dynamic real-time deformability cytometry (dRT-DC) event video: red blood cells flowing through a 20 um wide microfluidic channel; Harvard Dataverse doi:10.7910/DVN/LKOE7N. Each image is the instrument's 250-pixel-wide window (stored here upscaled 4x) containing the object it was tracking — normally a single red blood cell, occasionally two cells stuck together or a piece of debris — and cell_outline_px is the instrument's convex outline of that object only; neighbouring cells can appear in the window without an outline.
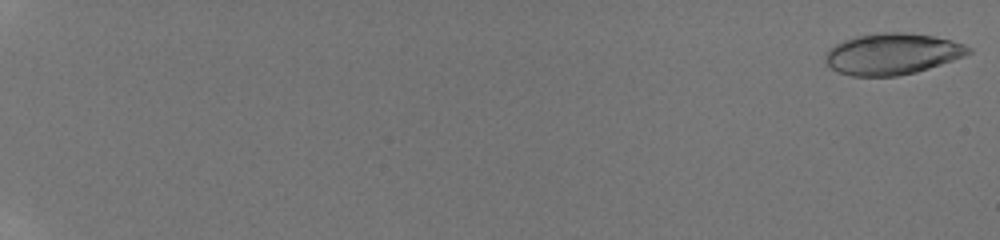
{"species": "human", "species_latin": "Homo sapiens", "temperature_condition": "room temperature", "stored_images_in_passage": 29, "camera_frame_rate_fps": 3000, "um_per_image_px": 0.085, "donor": {"sex": "male"}, "frame": {"image": 1, "passage_image": 1, "time_ms": 0.0, "image_size_px": [1000, 240], "cell_outline_px": [[972, 52], [964, 56], [916, 72], [896, 76], [852, 76], [840, 72], [832, 68], [824, 60], [824, 56], [836, 44], [844, 40], [856, 36], [884, 32], [900, 32], [932, 36], [964, 44], [972, 48]], "centroid_in_image_um": [75.84, 4.59], "position_along_channel_um": 9.2, "area_um2": 33.93}}